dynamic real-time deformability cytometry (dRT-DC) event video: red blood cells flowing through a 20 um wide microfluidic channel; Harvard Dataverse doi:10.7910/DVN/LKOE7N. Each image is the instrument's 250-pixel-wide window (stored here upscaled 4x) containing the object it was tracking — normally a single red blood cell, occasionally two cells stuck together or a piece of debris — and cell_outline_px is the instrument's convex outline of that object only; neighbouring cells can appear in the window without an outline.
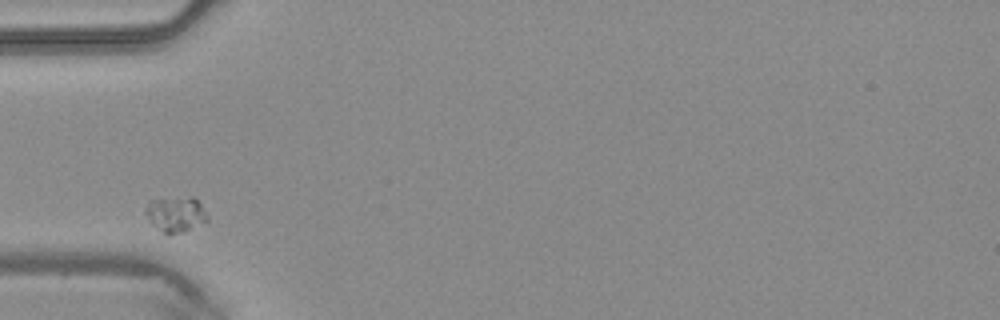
{"species": "common noctule bat (a hibernating species)", "species_latin": "Nyctalus noctula", "temperature_condition": "warm", "stored_images_in_passage": 1, "camera_frame_rate_fps": 3000, "um_per_image_px": 0.085, "animal": {"sex": "male", "body_mass_g": 20.4}, "frame": {"image": 1, "passage_image": 1, "time_ms": 0.0, "image_size_px": [1000, 320], "cell_outline_px": [[208, 220], [184, 232], [164, 232], [144, 212], [144, 208], [148, 200], [192, 196], [208, 212]], "centroid_in_image_um": [14.98, 18.15], "position_along_channel_um": 70.0, "area_um2": 12.37}}